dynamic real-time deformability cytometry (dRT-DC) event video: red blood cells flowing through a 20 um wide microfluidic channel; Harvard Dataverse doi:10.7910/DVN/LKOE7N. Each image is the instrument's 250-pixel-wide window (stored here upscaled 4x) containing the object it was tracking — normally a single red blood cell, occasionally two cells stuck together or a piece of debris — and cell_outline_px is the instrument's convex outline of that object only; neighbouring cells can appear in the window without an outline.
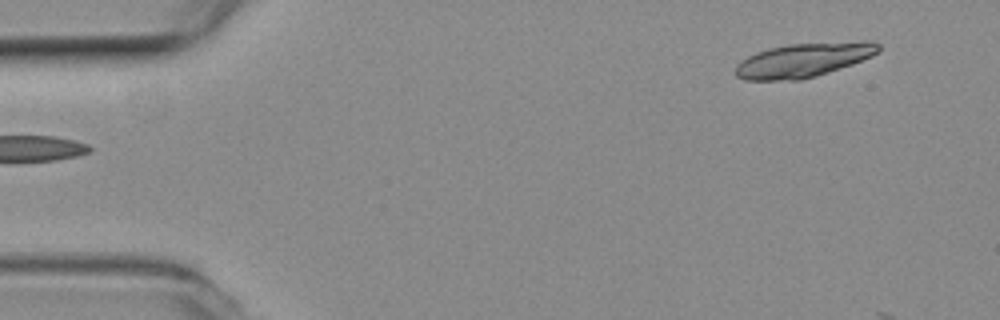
{"species": "common noctule bat (a hibernating species)", "species_latin": "Nyctalus noctula", "temperature_condition": "room temperature", "stored_images_in_passage": 5, "camera_frame_rate_fps": 3000, "um_per_image_px": 0.085, "animal": {"sex": "female", "body_mass_g": 19.3, "forearm_length_mm": 54.1}, "frame": {"image": 1, "passage_image": 1, "time_ms": 0.0, "image_size_px": [1000, 320], "cell_outline_px": [[880, 52], [872, 56], [852, 64], [816, 76], [800, 80], [744, 80], [736, 76], [736, 64], [748, 56], [756, 52], [768, 48], [788, 44], [864, 40], [872, 40], [880, 44]], "centroid_in_image_um": [68.34, 5.08], "position_along_channel_um": 16.7, "area_um2": 28.78}}